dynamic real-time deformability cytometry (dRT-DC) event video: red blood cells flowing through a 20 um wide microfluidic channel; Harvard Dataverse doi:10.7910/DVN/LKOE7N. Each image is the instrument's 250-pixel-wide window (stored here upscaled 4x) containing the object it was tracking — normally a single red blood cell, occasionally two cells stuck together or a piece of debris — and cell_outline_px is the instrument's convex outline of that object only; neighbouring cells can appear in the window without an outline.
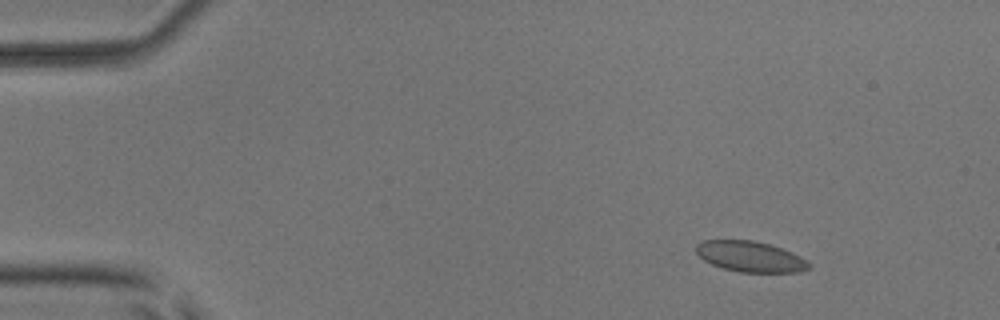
{"species": "common noctule bat (a hibernating species)", "species_latin": "Nyctalus noctula", "temperature_condition": "room temperature", "stored_images_in_passage": 4, "camera_frame_rate_fps": 3000, "um_per_image_px": 0.085, "animal": {"sex": "male", "body_mass_g": 17.9, "forearm_length_mm": 54.2}, "frame": {"image": 1, "passage_image": 1, "time_ms": 0.0, "image_size_px": [1000, 320], "cell_outline_px": [[812, 268], [800, 272], [740, 272], [724, 268], [712, 264], [704, 260], [696, 252], [696, 244], [704, 240], [752, 240], [768, 244], [792, 252], [800, 256], [812, 264]], "centroid_in_image_um": [63.81, 21.81], "position_along_channel_um": 21.2, "area_um2": 20.11}}